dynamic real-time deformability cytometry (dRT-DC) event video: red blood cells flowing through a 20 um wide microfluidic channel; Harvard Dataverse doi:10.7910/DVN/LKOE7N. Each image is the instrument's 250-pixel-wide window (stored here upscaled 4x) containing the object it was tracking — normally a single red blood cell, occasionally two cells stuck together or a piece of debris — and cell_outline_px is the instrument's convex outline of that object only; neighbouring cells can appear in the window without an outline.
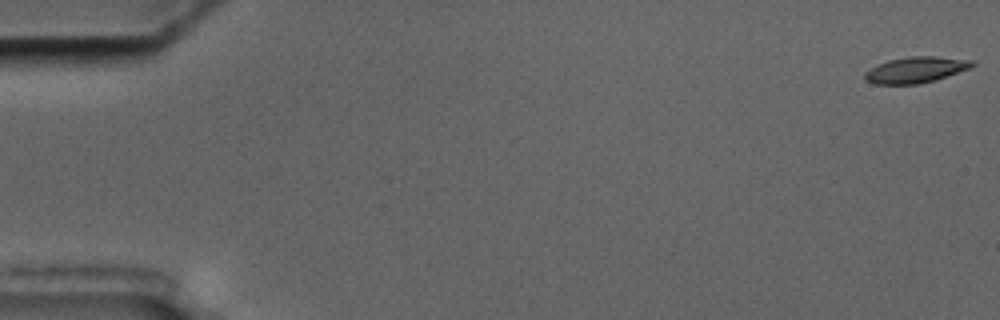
{"species": "common noctule bat (a hibernating species)", "species_latin": "Nyctalus noctula", "temperature_condition": "cold", "stored_images_in_passage": 6, "camera_frame_rate_fps": 3000, "um_per_image_px": 0.085, "animal": {"sex": "male", "body_mass_g": 17.5, "forearm_length_mm": 52.3}, "frame": {"image": 1, "passage_image": 1, "time_ms": 0.0, "image_size_px": [1000, 320], "cell_outline_px": [[976, 64], [968, 68], [936, 80], [920, 84], [876, 84], [864, 80], [864, 72], [876, 64], [888, 60], [908, 56], [936, 56], [972, 60]], "centroid_in_image_um": [77.79, 5.93], "position_along_channel_um": 7.2, "area_um2": 16.36}}
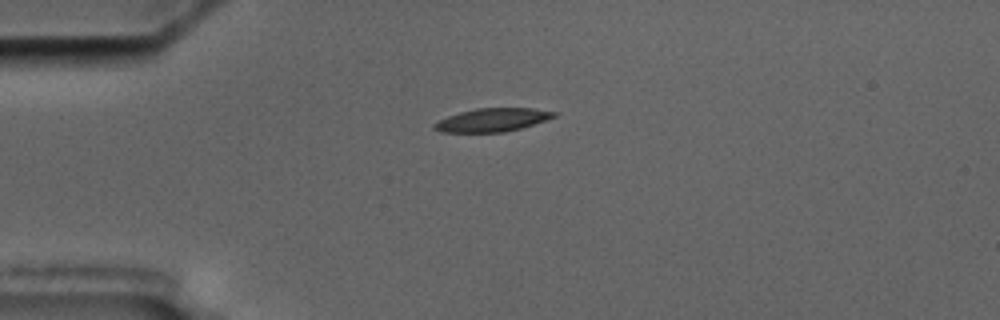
{"frame": {"image": 2, "passage_image": 5, "time_ms": 4.667, "image_size_px": [1000, 320], "cell_outline_px": [[556, 116], [520, 128], [504, 132], [440, 132], [432, 128], [432, 124], [448, 116], [460, 112], [476, 108], [532, 108], [556, 112]], "centroid_in_image_um": [41.8, 10.19], "position_along_channel_um": 43.2, "area_um2": 16.07}}